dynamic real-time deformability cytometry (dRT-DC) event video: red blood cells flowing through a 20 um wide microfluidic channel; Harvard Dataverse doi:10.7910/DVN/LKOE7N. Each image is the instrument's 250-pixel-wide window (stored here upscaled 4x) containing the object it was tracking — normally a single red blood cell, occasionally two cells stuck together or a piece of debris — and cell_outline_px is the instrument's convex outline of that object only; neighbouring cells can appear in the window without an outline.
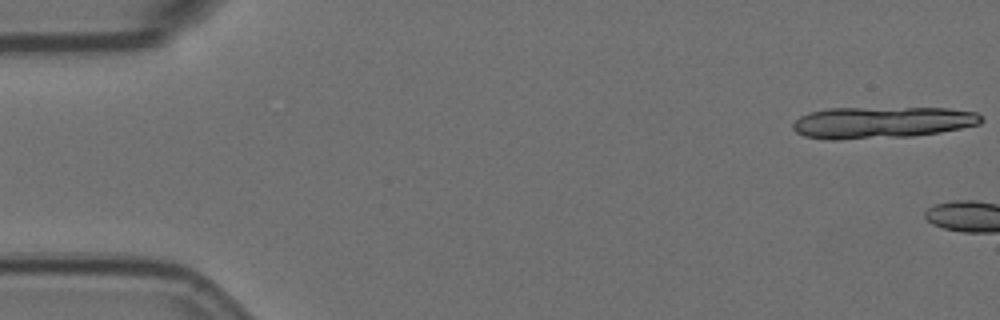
{"species": "Egyptian fruit bat (a non-hibernating species)", "species_latin": "Rousettus aegyptiacus", "temperature_condition": "room temperature", "stored_images_in_passage": 2, "camera_frame_rate_fps": 3000, "um_per_image_px": 0.085, "animal": {"sex": "female"}, "frame": {"image": 1, "passage_image": 1, "time_ms": 0.0, "image_size_px": [1000, 320], "cell_outline_px": [[984, 120], [980, 124], [940, 132], [912, 136], [840, 140], [832, 140], [804, 136], [796, 132], [792, 128], [792, 124], [800, 116], [812, 112], [828, 108], [948, 108], [976, 112], [984, 116]], "centroid_in_image_um": [74.98, 10.41], "position_along_channel_um": 10.0, "area_um2": 34.91}}